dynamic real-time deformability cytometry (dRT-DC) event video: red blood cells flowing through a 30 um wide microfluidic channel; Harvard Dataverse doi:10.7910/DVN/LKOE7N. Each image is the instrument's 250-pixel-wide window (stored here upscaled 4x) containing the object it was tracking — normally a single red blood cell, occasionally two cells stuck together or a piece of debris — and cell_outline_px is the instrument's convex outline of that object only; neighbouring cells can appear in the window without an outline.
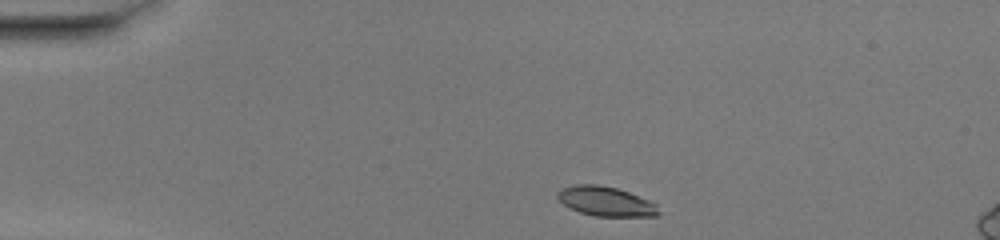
{"species": "common noctule bat (a hibernating species)", "species_latin": "Nyctalus noctula", "temperature_condition": "warm", "stored_images_in_passage": 36, "camera_frame_rate_fps": 3000, "um_per_image_px": 0.085, "animal": {"sex": "female", "body_mass_g": 20.0, "forearm_length_mm": 54.0}, "frame": {"image": 1, "passage_image": 1, "time_ms": 0.0, "image_size_px": [1000, 240], "cell_outline_px": [[660, 212], [656, 216], [596, 216], [580, 212], [568, 208], [556, 196], [556, 192], [564, 188], [576, 184], [600, 184], [616, 188], [628, 192], [648, 200], [656, 204]], "centroid_in_image_um": [51.47, 17.11], "position_along_channel_um": 33.5, "area_um2": 17.28}}
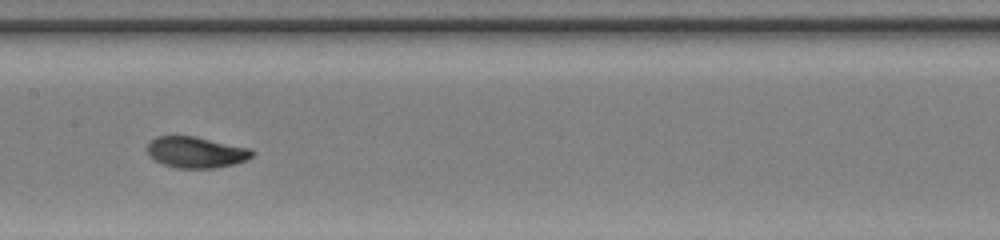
{"frame": {"image": 2, "passage_image": 17, "time_ms": 5.333, "image_size_px": [1000, 240], "cell_outline_px": [[256, 152], [252, 156], [236, 164], [216, 168], [176, 168], [164, 164], [148, 156], [148, 144], [156, 136], [192, 136], [252, 148]], "centroid_in_image_um": [16.69, 12.95], "position_along_channel_um": 190.7, "area_um2": 19.02}}
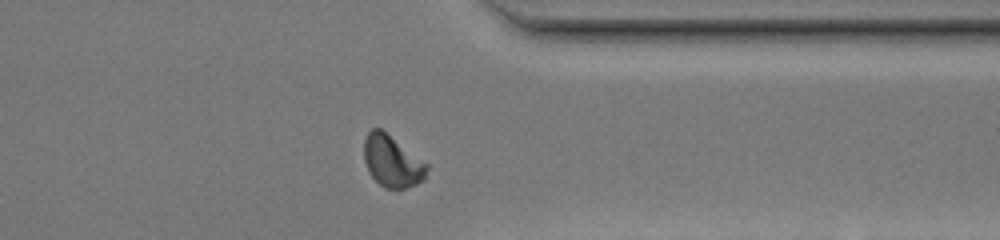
{"frame": {"image": 3, "passage_image": 31, "time_ms": 10.0, "image_size_px": [1000, 240], "cell_outline_px": [[428, 168], [424, 180], [416, 184], [404, 188], [384, 188], [368, 172], [364, 160], [364, 140], [368, 132], [372, 128], [380, 128], [428, 164]], "centroid_in_image_um": [33.32, 13.71], "position_along_channel_um": 378.1, "area_um2": 18.73}, "authors_computed_cell_mechanics": {"area_um2": 18.6694, "velocity_mm_per_s": 4.0927, "shape_relaxation_time_tau1_ms": 2.2846, "shape_relaxation_time_tau2_ms": 1.263, "deformation_change_tau1": 0.1545, "deformation_change_tau2": 0.0478}}